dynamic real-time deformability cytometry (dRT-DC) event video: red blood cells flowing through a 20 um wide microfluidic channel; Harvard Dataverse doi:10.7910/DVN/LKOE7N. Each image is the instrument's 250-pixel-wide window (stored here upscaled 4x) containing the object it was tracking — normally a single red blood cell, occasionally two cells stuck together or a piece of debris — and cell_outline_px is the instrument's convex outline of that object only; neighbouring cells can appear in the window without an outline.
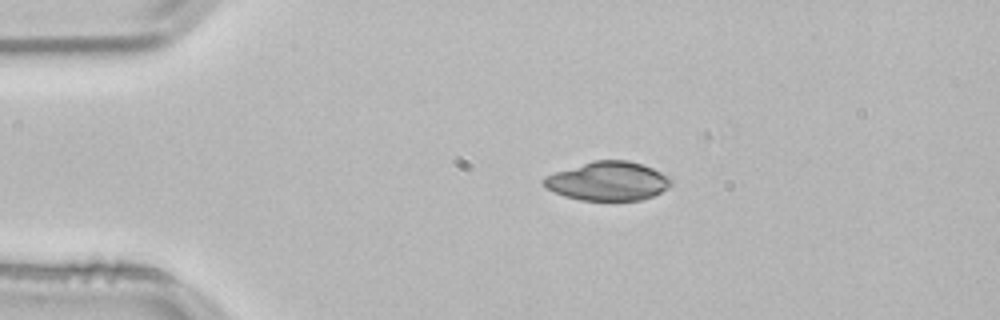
{"species": "common noctule bat (a hibernating species)", "species_latin": "Nyctalus noctula", "temperature_condition": "room temperature", "stored_images_in_passage": 10, "camera_frame_rate_fps": 3000, "um_per_image_px": 0.085, "animal": {"sex": "male", "body_mass_g": 21.5, "forearm_length_mm": 52.0}, "frame": {"image": 1, "passage_image": 1, "time_ms": 0.0, "image_size_px": [1000, 320], "cell_outline_px": [[672, 184], [668, 188], [652, 196], [640, 200], [580, 200], [564, 196], [548, 188], [540, 180], [544, 176], [592, 160], [628, 160], [652, 168], [672, 176]], "centroid_in_image_um": [51.7, 15.39], "position_along_channel_um": 33.3, "area_um2": 28.84}}